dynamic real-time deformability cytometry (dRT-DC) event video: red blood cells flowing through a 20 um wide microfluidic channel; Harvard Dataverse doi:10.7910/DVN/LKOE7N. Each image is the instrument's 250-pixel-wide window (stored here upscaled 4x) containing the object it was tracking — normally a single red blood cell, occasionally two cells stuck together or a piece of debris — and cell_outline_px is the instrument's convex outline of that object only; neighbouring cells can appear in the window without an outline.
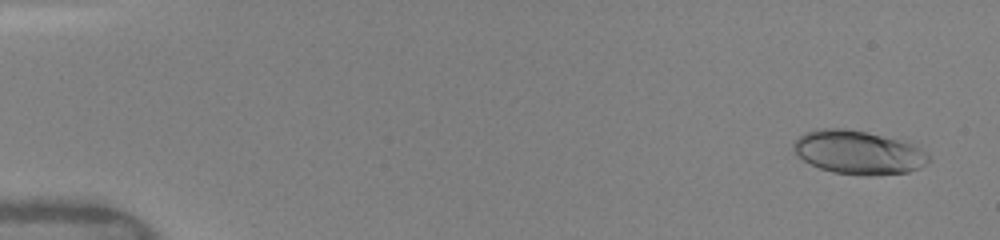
{"species": "human", "species_latin": "Homo sapiens", "temperature_condition": "warm", "stored_images_in_passage": 48, "camera_frame_rate_fps": 3000, "um_per_image_px": 0.085, "donor": {"sex": "female"}, "frame": {"image": 1, "passage_image": 1, "time_ms": 0.0, "image_size_px": [1000, 240], "cell_outline_px": [[928, 160], [920, 168], [908, 172], [868, 176], [864, 176], [832, 172], [820, 168], [804, 160], [792, 148], [792, 144], [804, 132], [816, 128], [844, 128], [864, 132], [900, 140], [912, 144], [924, 152], [928, 156]], "centroid_in_image_um": [72.91, 12.95], "position_along_channel_um": 12.1, "area_um2": 33.99}}
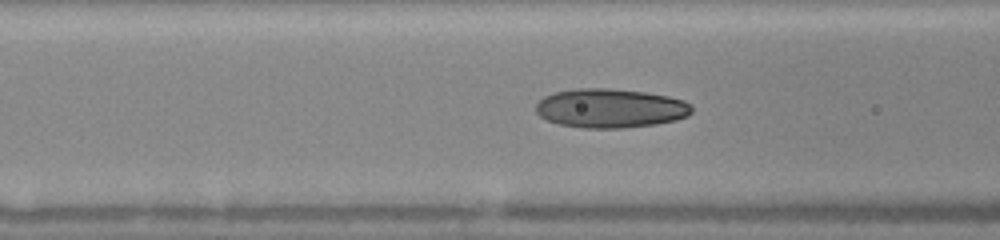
{"frame": {"image": 2, "passage_image": 19, "time_ms": 6.0, "image_size_px": [1000, 240], "cell_outline_px": [[692, 112], [688, 116], [676, 120], [656, 124], [624, 128], [584, 128], [560, 124], [548, 120], [540, 116], [536, 112], [536, 104], [544, 96], [556, 92], [576, 88], [608, 88], [644, 92], [668, 96], [684, 100], [692, 108]], "centroid_in_image_um": [51.89, 9.2], "position_along_channel_um": 114.7, "area_um2": 35.49}}
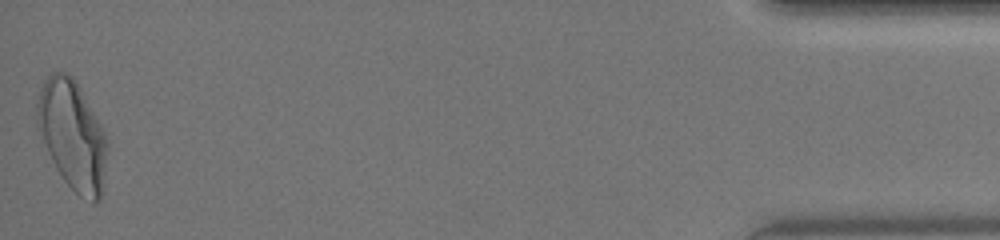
{"frame": {"image": 3, "passage_image": 48, "time_ms": 15.667, "image_size_px": [1000, 240], "cell_outline_px": [[108, 140], [104, 172], [100, 200], [92, 200], [80, 196], [64, 180], [56, 168], [36, 128], [36, 104], [40, 88], [44, 80], [52, 72], [68, 72], [72, 76], [100, 124]], "centroid_in_image_um": [6.11, 11.44], "position_along_channel_um": 429.1, "area_um2": 43.87}, "authors_computed_cell_mechanics": {"area_um2": 34.2465, "velocity_mm_per_s": 4.0909, "shape_relaxation_time_tau1_ms": 5.719, "shape_relaxation_time_tau2_ms": 0.9577, "deformation_change_tau1": 0.2042, "deformation_change_tau2": 0.0653}}